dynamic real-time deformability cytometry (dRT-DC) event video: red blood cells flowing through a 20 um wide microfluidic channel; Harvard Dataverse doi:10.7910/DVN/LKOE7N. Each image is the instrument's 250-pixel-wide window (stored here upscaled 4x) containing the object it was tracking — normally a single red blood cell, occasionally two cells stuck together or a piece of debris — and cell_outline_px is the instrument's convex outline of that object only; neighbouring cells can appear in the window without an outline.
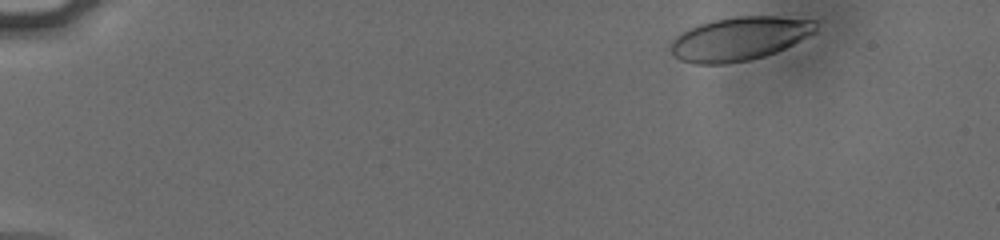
{"species": "human", "species_latin": "Homo sapiens", "temperature_condition": "cold", "stored_images_in_passage": 49, "camera_frame_rate_fps": 3000, "um_per_image_px": 0.085, "donor": {"sex": "male"}, "frame": {"image": 1, "passage_image": 1, "time_ms": 0.0, "image_size_px": [1000, 240], "cell_outline_px": [[816, 32], [776, 52], [764, 56], [748, 60], [728, 64], [696, 64], [680, 60], [672, 56], [672, 40], [676, 36], [688, 28], [712, 20], [736, 16], [776, 16], [816, 20]], "centroid_in_image_um": [62.84, 3.29], "position_along_channel_um": 22.2, "area_um2": 36.82}}
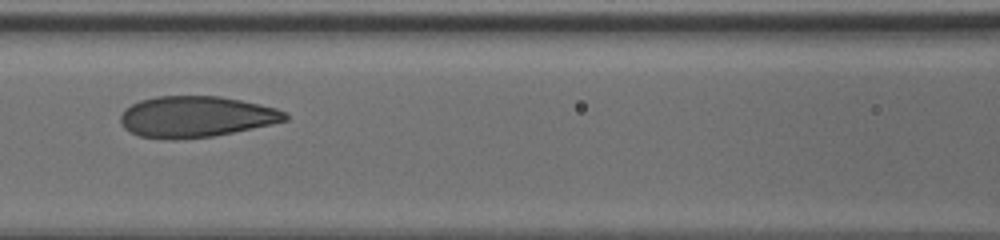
{"frame": {"image": 2, "passage_image": 21, "time_ms": 6.667, "image_size_px": [1000, 240], "cell_outline_px": [[288, 120], [272, 124], [212, 136], [172, 140], [140, 136], [124, 128], [120, 120], [120, 116], [124, 108], [140, 100], [156, 96], [220, 96], [260, 104], [276, 108], [284, 112], [288, 116]], "centroid_in_image_um": [16.64, 9.91], "position_along_channel_um": 150.0, "area_um2": 39.3}}
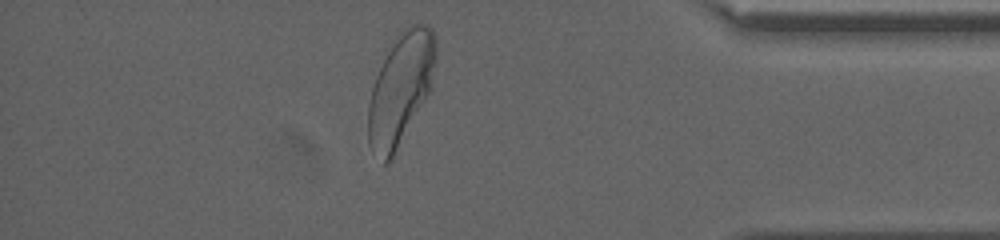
{"frame": {"image": 3, "passage_image": 43, "time_ms": 14.0, "image_size_px": [1000, 240], "cell_outline_px": [[436, 56], [432, 88], [388, 164], [384, 164], [368, 144], [368, 104], [372, 88], [376, 76], [388, 52], [400, 32], [404, 28], [412, 24], [424, 24], [432, 28], [436, 40]], "centroid_in_image_um": [34.07, 7.55], "position_along_channel_um": 401.1, "area_um2": 43.41}, "authors_computed_cell_mechanics": {"area_um2": 39.7664, "velocity_mm_per_s": 3.7856, "shape_relaxation_time_tau1_ms": 4.102, "shape_relaxation_time_tau2_ms": null, "deformation_change_tau1": 0.1546, "deformation_change_tau2": null}}